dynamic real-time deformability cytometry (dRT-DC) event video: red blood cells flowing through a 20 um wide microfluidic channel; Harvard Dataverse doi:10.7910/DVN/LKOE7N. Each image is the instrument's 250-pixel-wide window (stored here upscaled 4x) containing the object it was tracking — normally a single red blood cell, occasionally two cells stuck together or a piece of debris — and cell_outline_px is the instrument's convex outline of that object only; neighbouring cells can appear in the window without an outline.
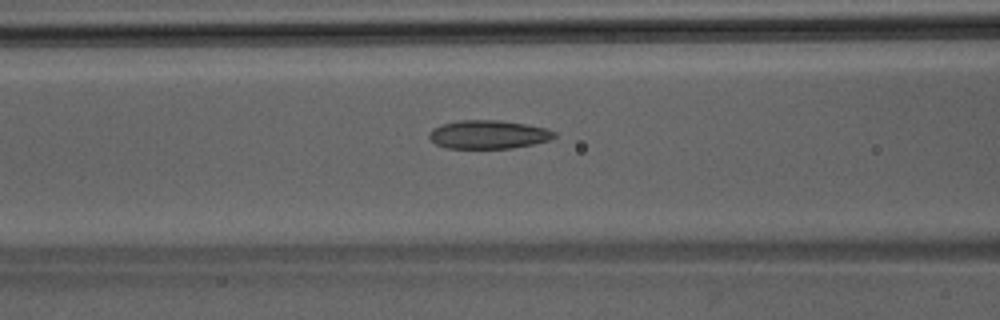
{"species": "Egyptian fruit bat (a non-hibernating species)", "species_latin": "Rousettus aegyptiacus", "temperature_condition": "room temperature", "stored_images_in_passage": 32, "camera_frame_rate_fps": 3000, "um_per_image_px": 0.085, "animal": {"sex": "male"}, "frame": {"image": 1, "passage_image": 5, "time_ms": 1.333, "image_size_px": [1000, 320], "cell_outline_px": [[556, 136], [548, 140], [532, 144], [512, 148], [448, 148], [436, 144], [428, 136], [428, 132], [432, 128], [456, 120], [500, 120], [524, 124], [544, 128], [556, 132]], "centroid_in_image_um": [41.48, 11.43], "position_along_channel_um": 125.1, "area_um2": 20.63}}
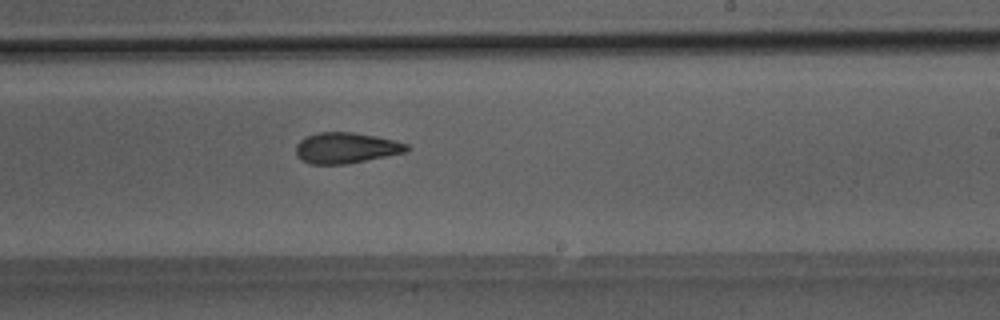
{"frame": {"image": 2, "passage_image": 14, "time_ms": 4.333, "image_size_px": [1000, 320], "cell_outline_px": [[412, 148], [408, 152], [344, 164], [308, 164], [300, 160], [296, 156], [296, 144], [304, 136], [320, 132], [352, 132], [376, 136], [408, 144]], "centroid_in_image_um": [29.39, 12.57], "position_along_channel_um": 259.6, "area_um2": 20.06}}
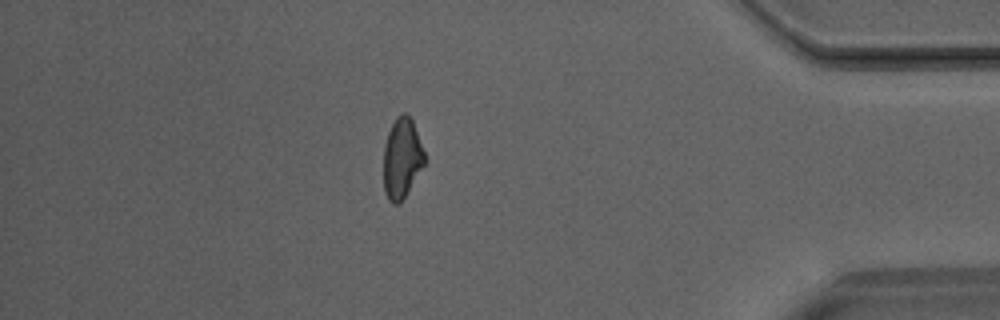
{"frame": {"image": 3, "passage_image": 26, "time_ms": 8.333, "image_size_px": [1000, 320], "cell_outline_px": [[428, 160], [400, 204], [392, 204], [388, 200], [384, 192], [384, 144], [388, 132], [396, 116], [404, 112], [412, 120]], "centroid_in_image_um": [34.18, 13.48], "position_along_channel_um": 401.0, "area_um2": 19.48}}